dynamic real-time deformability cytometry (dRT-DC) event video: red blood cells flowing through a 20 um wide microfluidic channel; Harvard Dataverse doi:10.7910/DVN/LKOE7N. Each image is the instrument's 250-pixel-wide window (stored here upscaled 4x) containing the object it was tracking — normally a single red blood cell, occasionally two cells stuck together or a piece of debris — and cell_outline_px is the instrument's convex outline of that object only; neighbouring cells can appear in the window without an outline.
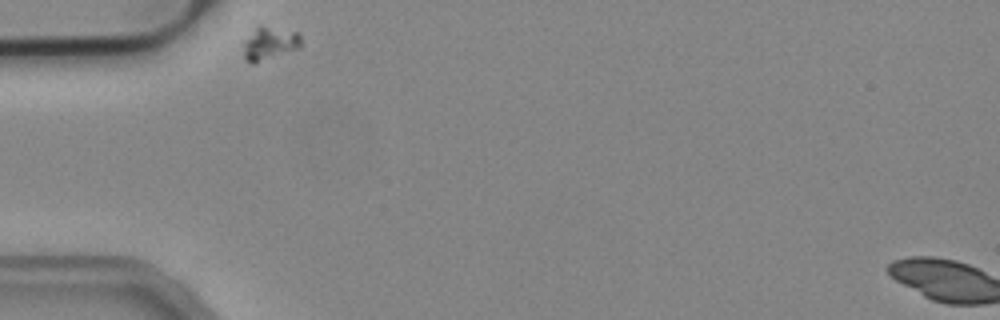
{"species": "common noctule bat (a hibernating species)", "species_latin": "Nyctalus noctula", "temperature_condition": "cold", "stored_images_in_passage": 33, "camera_frame_rate_fps": 3000, "um_per_image_px": 0.085, "animal": {"sex": "male", "body_mass_g": 19.2, "forearm_length_mm": 51.8}, "frame": {"image": 1, "passage_image": 1, "time_ms": 0.0, "image_size_px": [1000, 320], "cell_outline_px": [[300, 48], [252, 64], [244, 60], [244, 40], [256, 24], [260, 24], [296, 32], [300, 36]], "centroid_in_image_um": [22.87, 3.66], "position_along_channel_um": 62.1, "area_um2": 11.27}}
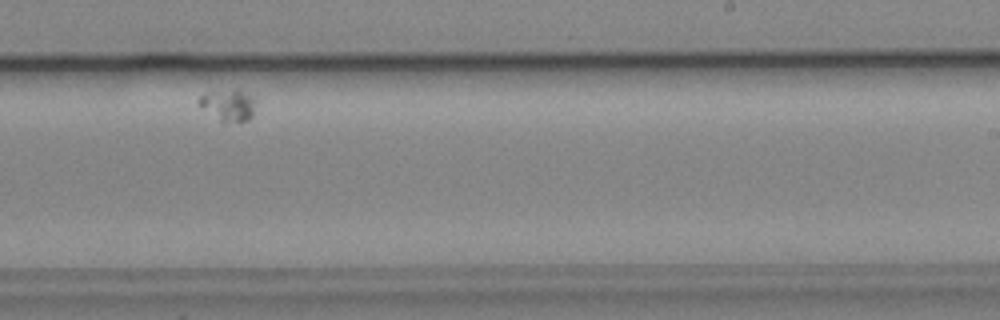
{"frame": {"image": 2, "passage_image": 22, "time_ms": 7.0, "image_size_px": [1000, 320], "cell_outline_px": [[256, 100], [252, 116], [248, 120], [220, 120], [196, 104], [196, 100], [204, 92], [236, 88], [240, 88]], "centroid_in_image_um": [19.37, 8.85], "position_along_channel_um": 269.6, "area_um2": 10.46}}